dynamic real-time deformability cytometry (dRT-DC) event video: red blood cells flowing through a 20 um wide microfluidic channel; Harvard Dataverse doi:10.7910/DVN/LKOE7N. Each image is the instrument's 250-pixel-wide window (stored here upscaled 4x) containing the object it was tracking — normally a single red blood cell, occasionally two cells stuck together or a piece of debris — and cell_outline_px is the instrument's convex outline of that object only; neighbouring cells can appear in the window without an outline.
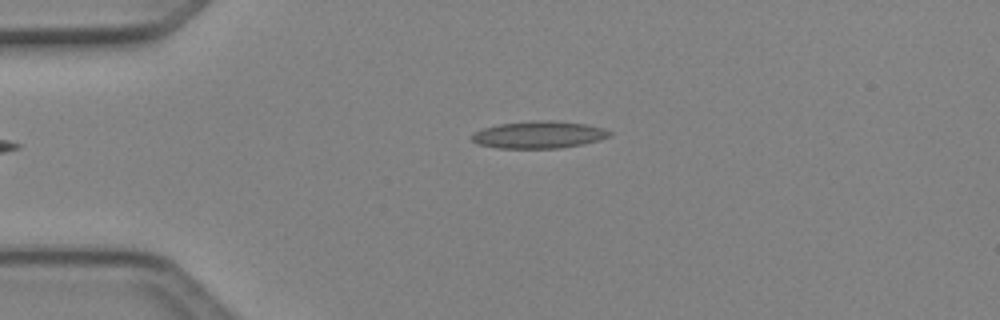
{"species": "Egyptian fruit bat (a non-hibernating species)", "species_latin": "Rousettus aegyptiacus", "temperature_condition": "cold", "stored_images_in_passage": 2, "camera_frame_rate_fps": 3000, "um_per_image_px": 0.085, "animal": {"sex": "female"}, "frame": {"image": 1, "passage_image": 1, "time_ms": 0.0, "image_size_px": [1000, 320], "cell_outline_px": [[612, 132], [608, 136], [600, 140], [560, 148], [496, 148], [476, 144], [472, 140], [472, 136], [476, 132], [484, 128], [500, 124], [536, 120], [552, 120], [584, 124], [604, 128]], "centroid_in_image_um": [45.79, 11.45], "position_along_channel_um": 39.2, "area_um2": 21.62}}